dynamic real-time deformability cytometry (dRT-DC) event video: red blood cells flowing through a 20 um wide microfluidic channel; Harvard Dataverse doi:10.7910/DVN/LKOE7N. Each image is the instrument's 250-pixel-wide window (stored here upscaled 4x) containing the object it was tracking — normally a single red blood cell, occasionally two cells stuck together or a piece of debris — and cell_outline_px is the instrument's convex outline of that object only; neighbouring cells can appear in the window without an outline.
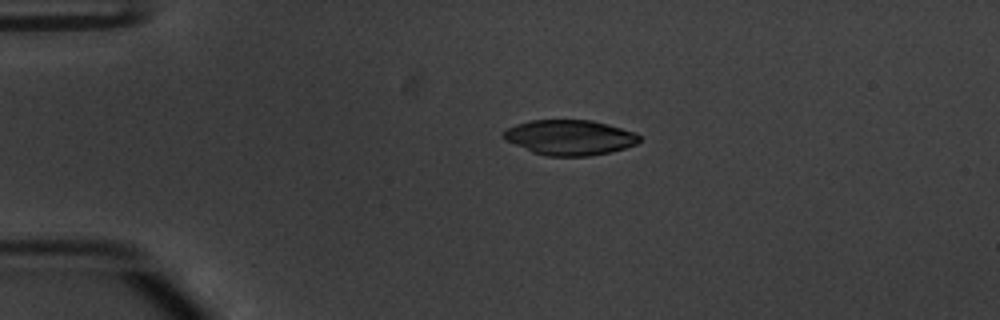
{"species": "common noctule bat (a hibernating species)", "species_latin": "Nyctalus noctula", "temperature_condition": "warm", "stored_images_in_passage": 42, "camera_frame_rate_fps": 3000, "um_per_image_px": 0.085, "animal": {"sex": "male", "body_mass_g": 20.1, "forearm_length_mm": 53.5}, "frame": {"image": 1, "passage_image": 1, "time_ms": 0.0, "image_size_px": [1000, 320], "cell_outline_px": [[640, 140], [636, 144], [612, 152], [588, 156], [544, 156], [532, 152], [504, 140], [500, 136], [508, 128], [516, 124], [532, 120], [592, 120], [636, 132], [640, 136]], "centroid_in_image_um": [48.41, 11.69], "position_along_channel_um": 36.6, "area_um2": 27.98}}
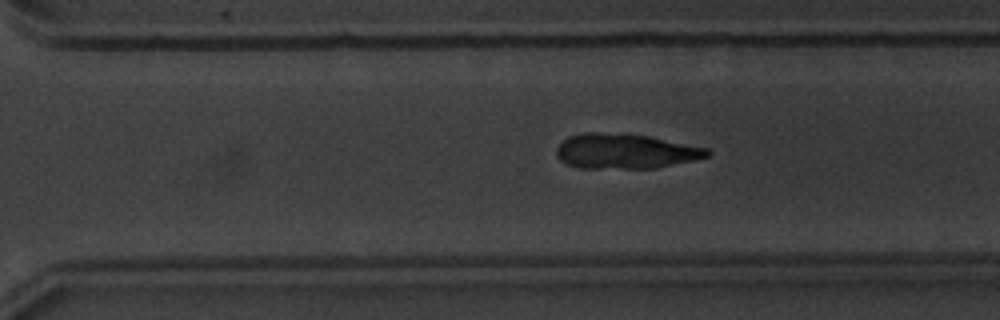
{"frame": {"image": 2, "passage_image": 26, "time_ms": 8.333, "image_size_px": [1000, 320], "cell_outline_px": [[712, 152], [708, 156], [692, 160], [656, 168], [580, 168], [564, 164], [556, 156], [556, 148], [568, 136], [584, 132], [600, 132], [648, 136], [708, 148]], "centroid_in_image_um": [53.1, 12.86], "position_along_channel_um": 317.5, "area_um2": 30.63}}
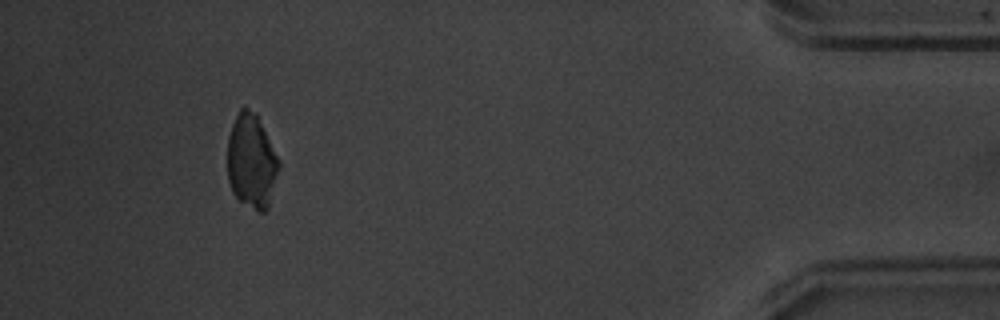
{"frame": {"image": 3, "passage_image": 38, "time_ms": 12.333, "image_size_px": [1000, 320], "cell_outline_px": [[280, 164], [268, 208], [264, 212], [260, 212], [240, 200], [232, 192], [228, 180], [228, 136], [232, 124], [240, 108], [244, 104], [256, 112], [280, 160]], "centroid_in_image_um": [21.38, 13.65], "position_along_channel_um": 413.8, "area_um2": 28.32}}